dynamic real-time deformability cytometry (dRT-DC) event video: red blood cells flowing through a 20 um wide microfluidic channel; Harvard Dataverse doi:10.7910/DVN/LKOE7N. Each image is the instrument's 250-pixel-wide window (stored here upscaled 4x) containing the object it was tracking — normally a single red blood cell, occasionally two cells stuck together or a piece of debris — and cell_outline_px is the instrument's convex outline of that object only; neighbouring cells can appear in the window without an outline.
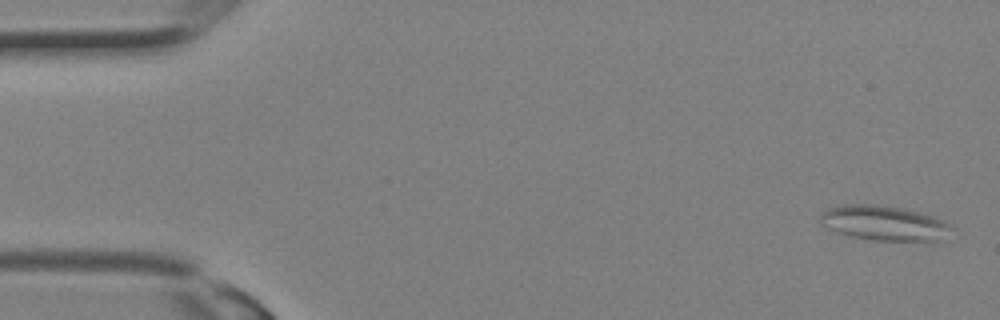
{"species": "Egyptian fruit bat (a non-hibernating species)", "species_latin": "Rousettus aegyptiacus", "temperature_condition": "room temperature", "stored_images_in_passage": 13, "camera_frame_rate_fps": 3000, "um_per_image_px": 0.085, "animal": {"sex": "female"}, "frame": {"image": 1, "passage_image": 1, "time_ms": 0.0, "image_size_px": [1000, 320], "cell_outline_px": [[952, 228], [940, 240], [876, 240], [848, 236], [836, 232], [820, 224], [820, 216], [828, 208], [840, 204], [884, 204], [904, 208], [920, 212], [944, 220]], "centroid_in_image_um": [75.09, 18.93], "position_along_channel_um": 9.9, "area_um2": 26.65}}
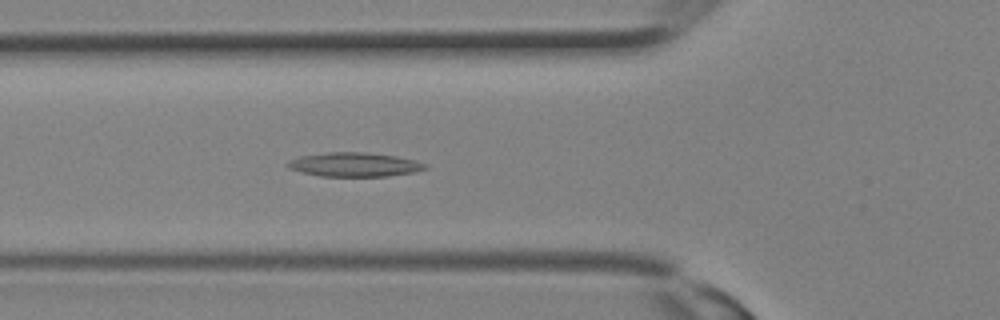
{"frame": {"image": 2, "passage_image": 11, "time_ms": 3.333, "image_size_px": [1000, 320], "cell_outline_px": [[428, 168], [416, 172], [388, 176], [320, 176], [288, 168], [284, 164], [288, 160], [300, 156], [328, 152], [364, 152], [396, 156], [416, 160], [428, 164]], "centroid_in_image_um": [30.15, 13.98], "position_along_channel_um": 95.7, "area_um2": 19.42}}
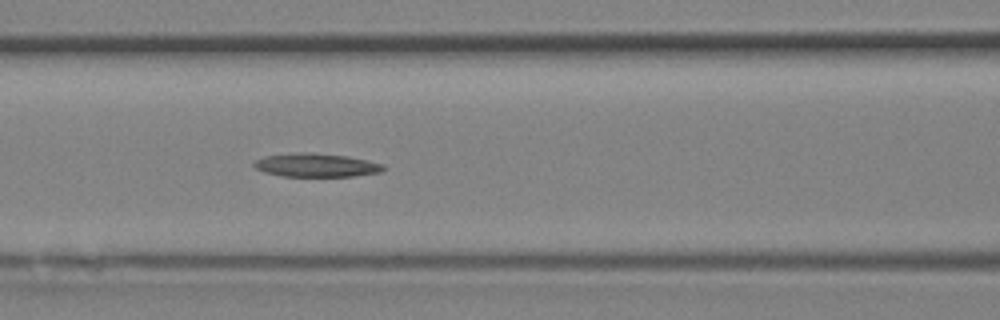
{"frame": {"image": 3, "passage_image": 13, "time_ms": 4.0, "image_size_px": [1000, 320], "cell_outline_px": [[388, 168], [380, 172], [352, 176], [280, 176], [264, 172], [256, 168], [252, 164], [256, 160], [264, 156], [296, 152], [312, 152], [348, 156], [368, 160], [384, 164]], "centroid_in_image_um": [26.89, 14.03], "position_along_channel_um": 139.7, "area_um2": 17.92}}